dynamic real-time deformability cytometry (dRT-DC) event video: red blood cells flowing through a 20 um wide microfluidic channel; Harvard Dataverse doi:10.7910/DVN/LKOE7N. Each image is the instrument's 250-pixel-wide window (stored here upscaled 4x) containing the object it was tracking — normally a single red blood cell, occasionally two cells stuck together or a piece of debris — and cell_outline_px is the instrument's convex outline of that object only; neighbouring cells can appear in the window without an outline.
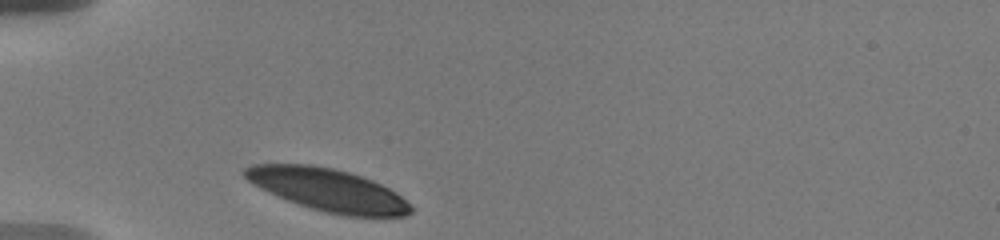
{"species": "human", "species_latin": "Homo sapiens", "temperature_condition": "warm", "stored_images_in_passage": 13, "camera_frame_rate_fps": 3000, "um_per_image_px": 0.085, "donor": {"sex": "male"}, "frame": {"image": 1, "passage_image": 1, "time_ms": 0.0, "image_size_px": [1000, 240], "cell_outline_px": [[412, 212], [408, 216], [344, 216], [312, 208], [288, 200], [268, 192], [252, 184], [240, 172], [244, 168], [252, 164], [308, 164], [332, 168], [348, 172], [372, 180], [388, 188], [400, 196], [412, 208]], "centroid_in_image_um": [27.83, 16.13], "position_along_channel_um": 57.2, "area_um2": 40.69}}
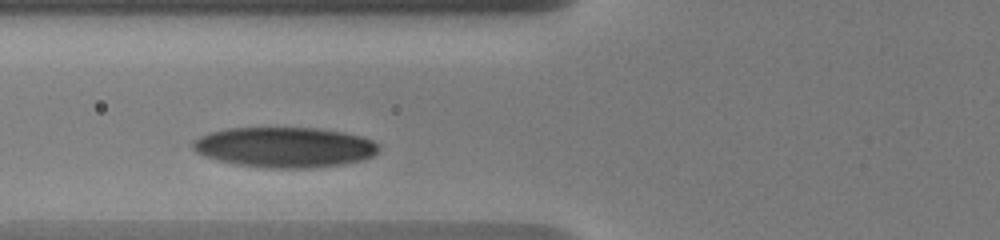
{"frame": {"image": 2, "passage_image": 9, "time_ms": 1.667, "image_size_px": [1000, 240], "cell_outline_px": [[380, 148], [372, 156], [364, 160], [344, 164], [308, 168], [268, 168], [236, 164], [220, 160], [196, 152], [192, 148], [192, 140], [200, 136], [212, 132], [228, 128], [316, 128], [344, 132], [360, 136], [372, 140], [380, 144]], "centroid_in_image_um": [24.23, 12.51], "position_along_channel_um": 101.6, "area_um2": 43.58}}
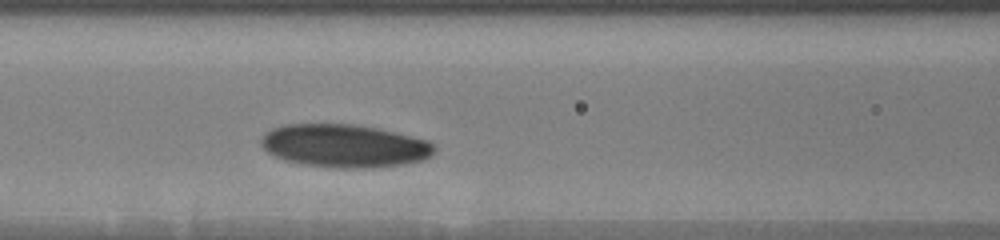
{"frame": {"image": 3, "passage_image": 13, "time_ms": 2.667, "image_size_px": [1000, 240], "cell_outline_px": [[436, 148], [424, 160], [404, 164], [376, 168], [336, 168], [304, 164], [284, 160], [268, 152], [260, 144], [260, 140], [264, 132], [272, 128], [284, 124], [352, 124], [380, 128], [428, 140]], "centroid_in_image_um": [29.26, 12.39], "position_along_channel_um": 137.3, "area_um2": 43.7}}